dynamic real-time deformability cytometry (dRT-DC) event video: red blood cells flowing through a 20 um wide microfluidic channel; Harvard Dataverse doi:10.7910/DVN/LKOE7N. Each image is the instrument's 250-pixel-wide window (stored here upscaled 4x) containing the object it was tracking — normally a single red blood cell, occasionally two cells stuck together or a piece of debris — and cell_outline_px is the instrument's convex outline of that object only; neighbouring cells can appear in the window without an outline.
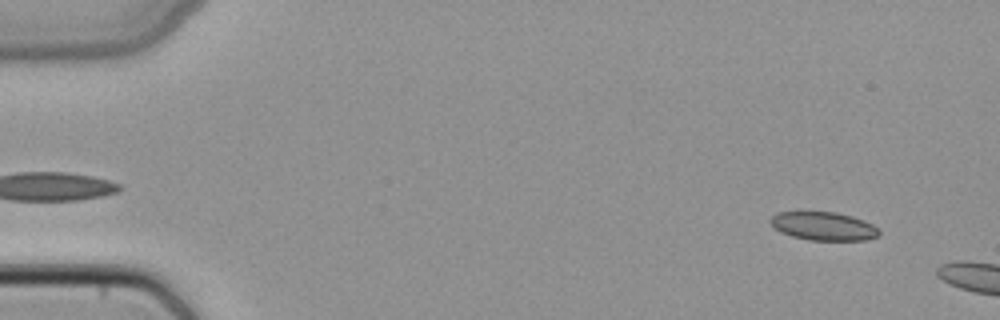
{"species": "common noctule bat (a hibernating species)", "species_latin": "Nyctalus noctula", "temperature_condition": "cold", "stored_images_in_passage": 9, "camera_frame_rate_fps": 3000, "um_per_image_px": 0.085, "animal": {"sex": "female", "body_mass_g": 22.7, "forearm_length_mm": 54.2}, "frame": {"image": 1, "passage_image": 4, "time_ms": 1.0, "image_size_px": [1000, 320], "cell_outline_px": [[880, 236], [864, 240], [808, 240], [792, 236], [780, 232], [772, 228], [768, 220], [776, 212], [836, 212], [852, 216], [864, 220], [880, 228]], "centroid_in_image_um": [69.99, 19.22], "position_along_channel_um": 15.0, "area_um2": 18.26}}